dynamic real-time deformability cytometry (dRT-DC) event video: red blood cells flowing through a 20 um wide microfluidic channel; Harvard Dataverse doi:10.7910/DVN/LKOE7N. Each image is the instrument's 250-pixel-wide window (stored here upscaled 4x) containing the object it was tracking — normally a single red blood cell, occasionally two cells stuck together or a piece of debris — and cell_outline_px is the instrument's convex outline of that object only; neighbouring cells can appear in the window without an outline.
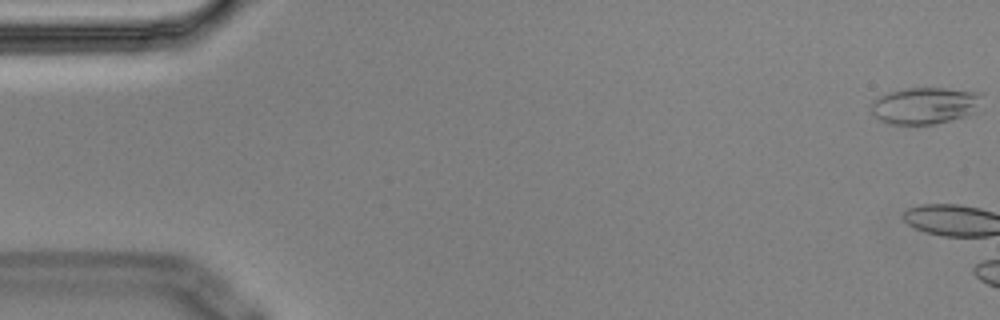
{"species": "Egyptian fruit bat (a non-hibernating species)", "species_latin": "Rousettus aegyptiacus", "temperature_condition": "cold", "stored_images_in_passage": 8, "camera_frame_rate_fps": 3000, "um_per_image_px": 0.085, "animal": {"sex": "male"}, "frame": {"image": 1, "passage_image": 1, "time_ms": 0.0, "image_size_px": [1000, 320], "cell_outline_px": [[984, 92], [976, 112], [968, 116], [932, 124], [888, 124], [880, 120], [872, 112], [868, 104], [872, 100], [888, 92], [908, 88], [944, 88]], "centroid_in_image_um": [78.63, 8.97], "position_along_channel_um": 6.4, "area_um2": 24.04}}